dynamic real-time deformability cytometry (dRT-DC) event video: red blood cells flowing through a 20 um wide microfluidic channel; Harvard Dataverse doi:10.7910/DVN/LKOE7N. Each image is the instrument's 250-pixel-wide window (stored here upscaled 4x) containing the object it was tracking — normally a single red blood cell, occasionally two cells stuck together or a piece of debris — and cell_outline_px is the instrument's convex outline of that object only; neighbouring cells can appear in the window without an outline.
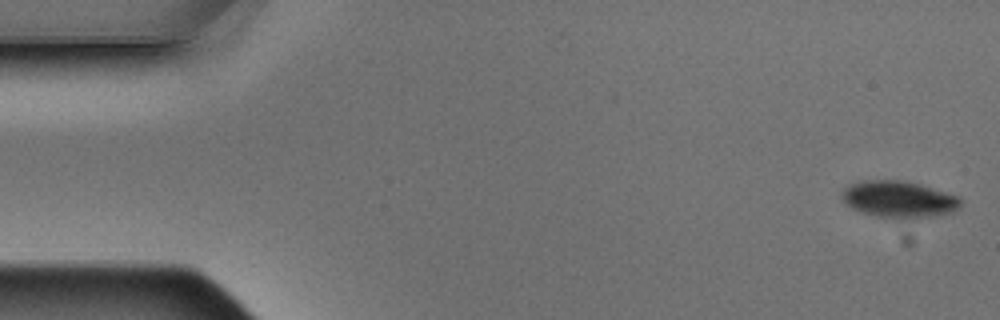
{"species": "Egyptian fruit bat (a non-hibernating species)", "species_latin": "Rousettus aegyptiacus", "temperature_condition": "warm", "stored_images_in_passage": 5, "camera_frame_rate_fps": 3000, "um_per_image_px": 0.085, "animal": {"sex": "male"}, "frame": {"image": 1, "passage_image": 1, "time_ms": 0.0, "image_size_px": [1000, 320], "cell_outline_px": [[964, 200], [952, 212], [936, 216], [908, 220], [876, 216], [852, 208], [840, 196], [840, 192], [848, 184], [860, 180], [900, 180], [920, 184], [960, 196]], "centroid_in_image_um": [76.41, 16.94], "position_along_channel_um": 8.6, "area_um2": 25.78}}
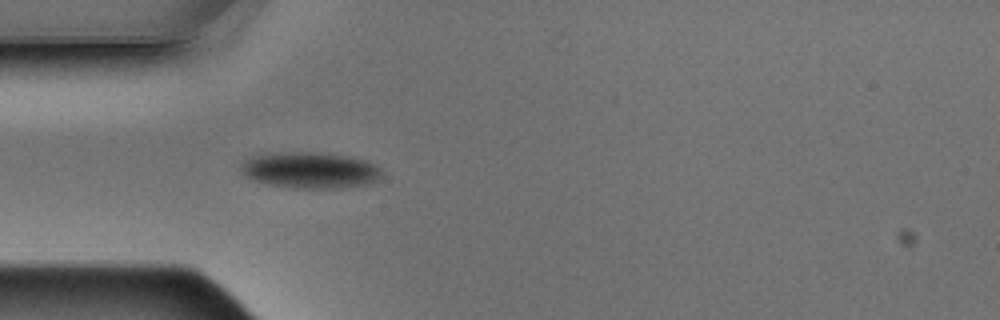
{"frame": {"image": 2, "passage_image": 5, "time_ms": 1.333, "image_size_px": [1000, 320], "cell_outline_px": [[384, 172], [380, 180], [364, 184], [340, 188], [296, 188], [268, 184], [252, 180], [244, 176], [240, 172], [240, 164], [244, 160], [252, 156], [272, 152], [312, 152], [344, 156], [368, 160], [376, 164]], "centroid_in_image_um": [26.34, 14.46], "position_along_channel_um": 58.7, "area_um2": 30.06}}